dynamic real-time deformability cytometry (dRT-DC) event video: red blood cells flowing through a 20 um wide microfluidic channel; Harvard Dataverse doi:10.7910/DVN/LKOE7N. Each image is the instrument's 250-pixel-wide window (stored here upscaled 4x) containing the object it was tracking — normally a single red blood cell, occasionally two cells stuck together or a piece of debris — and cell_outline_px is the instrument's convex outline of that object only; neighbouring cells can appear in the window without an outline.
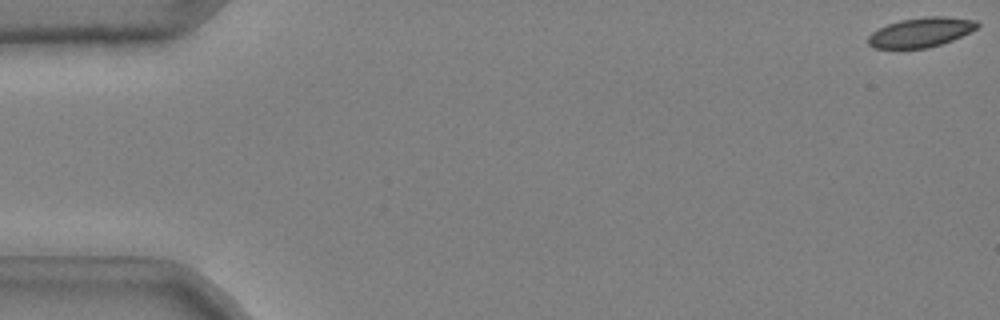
{"species": "common noctule bat (a hibernating species)", "species_latin": "Nyctalus noctula", "temperature_condition": "cold", "stored_images_in_passage": 47, "camera_frame_rate_fps": 3000, "um_per_image_px": 0.085, "animal": {"sex": "male", "body_mass_g": 20.4}, "frame": {"image": 1, "passage_image": 1, "time_ms": 0.0, "image_size_px": [1000, 320], "cell_outline_px": [[980, 24], [976, 28], [952, 40], [928, 48], [876, 48], [868, 44], [868, 36], [872, 32], [888, 24], [900, 20], [928, 16], [944, 16], [976, 20]], "centroid_in_image_um": [78.27, 2.74], "position_along_channel_um": 6.7, "area_um2": 18.55}}
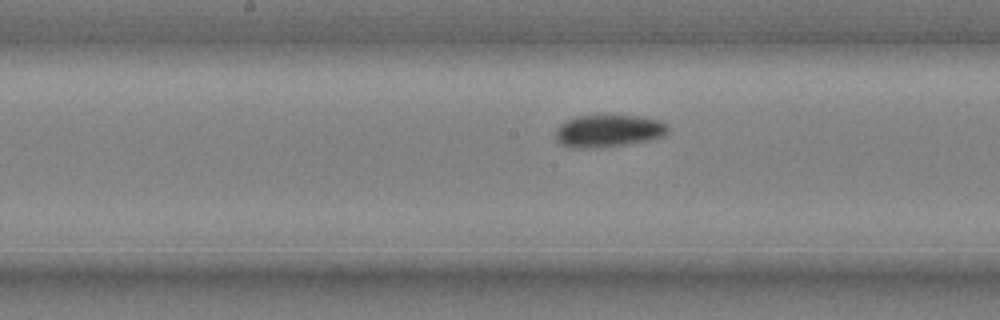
{"frame": {"image": 2, "passage_image": 28, "time_ms": 9.0, "image_size_px": [1000, 320], "cell_outline_px": [[668, 132], [664, 136], [652, 140], [624, 144], [592, 148], [572, 148], [560, 144], [556, 140], [556, 128], [560, 124], [576, 116], [636, 116], [660, 120], [668, 124]], "centroid_in_image_um": [51.73, 11.13], "position_along_channel_um": 196.5, "area_um2": 21.15}}
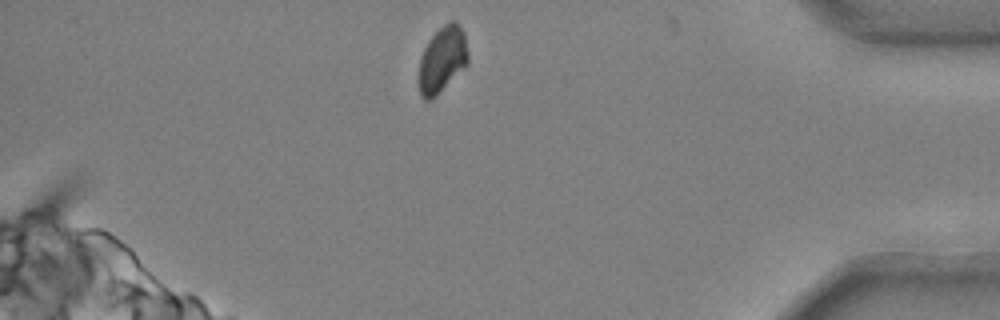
{"frame": {"image": 3, "passage_image": 47, "time_ms": 15.333, "image_size_px": [1000, 320], "cell_outline_px": [[468, 64], [432, 100], [424, 100], [420, 96], [420, 56], [428, 40], [444, 24], [452, 20], [456, 20], [464, 32], [468, 52]], "centroid_in_image_um": [37.61, 5.05], "position_along_channel_um": 397.6, "area_um2": 18.9}, "authors_computed_cell_mechanics": {"area_um2": 19.941, "velocity_mm_per_s": 3.688, "shape_relaxation_time_tau1_ms": 7.1917, "shape_relaxation_time_tau2_ms": null, "deformation_change_tau1": 0.113, "deformation_change_tau2": null}}